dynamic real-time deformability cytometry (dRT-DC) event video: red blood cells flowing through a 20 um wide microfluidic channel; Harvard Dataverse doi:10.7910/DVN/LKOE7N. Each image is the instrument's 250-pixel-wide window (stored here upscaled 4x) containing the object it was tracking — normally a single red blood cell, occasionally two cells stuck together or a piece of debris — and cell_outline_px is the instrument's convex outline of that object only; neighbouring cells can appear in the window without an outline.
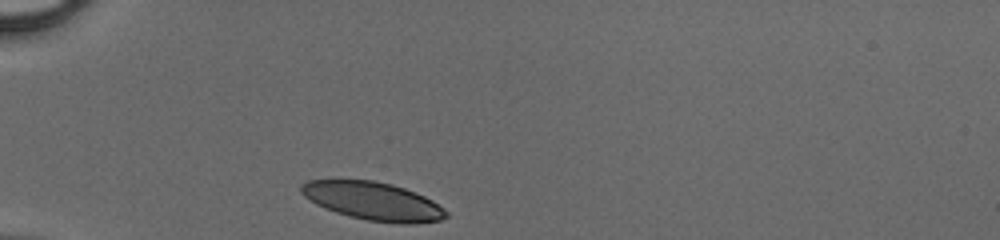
{"species": "human", "species_latin": "Homo sapiens", "temperature_condition": "cold", "stored_images_in_passage": 27, "camera_frame_rate_fps": 3000, "um_per_image_px": 0.085, "donor": {"sex": "male"}, "frame": {"image": 1, "passage_image": 1, "time_ms": 0.0, "image_size_px": [1000, 240], "cell_outline_px": [[448, 216], [440, 220], [408, 224], [396, 224], [368, 220], [336, 212], [316, 204], [304, 196], [300, 192], [300, 184], [308, 180], [372, 180], [392, 184], [416, 192], [432, 200], [444, 208], [448, 212]], "centroid_in_image_um": [31.72, 17.09], "position_along_channel_um": 53.3, "area_um2": 32.14}}
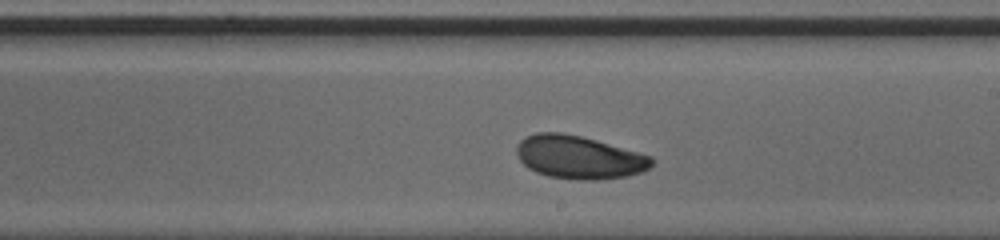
{"frame": {"image": 2, "passage_image": 16, "time_ms": 5.0, "image_size_px": [1000, 240], "cell_outline_px": [[652, 164], [648, 168], [640, 172], [624, 176], [596, 180], [580, 180], [548, 176], [536, 172], [528, 168], [516, 156], [516, 144], [520, 140], [536, 132], [560, 132], [580, 136], [596, 140], [652, 156]], "centroid_in_image_um": [49.16, 13.36], "position_along_channel_um": 239.8, "area_um2": 33.76}}
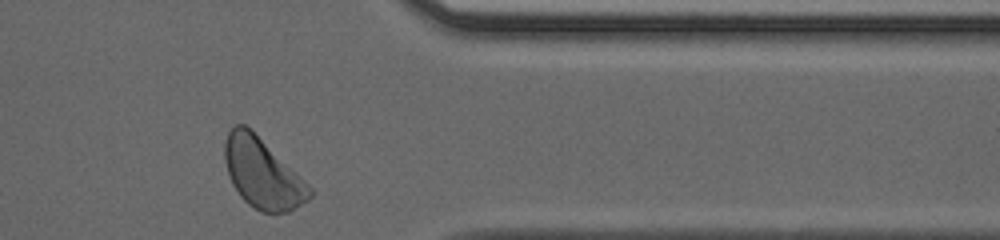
{"frame": {"image": 3, "passage_image": 27, "time_ms": 8.667, "image_size_px": [1000, 240], "cell_outline_px": [[312, 196], [308, 200], [288, 212], [260, 212], [248, 204], [240, 196], [232, 184], [224, 160], [224, 144], [228, 132], [236, 124], [244, 124], [252, 128], [312, 188]], "centroid_in_image_um": [22.29, 14.71], "position_along_channel_um": 389.1, "area_um2": 34.56}}